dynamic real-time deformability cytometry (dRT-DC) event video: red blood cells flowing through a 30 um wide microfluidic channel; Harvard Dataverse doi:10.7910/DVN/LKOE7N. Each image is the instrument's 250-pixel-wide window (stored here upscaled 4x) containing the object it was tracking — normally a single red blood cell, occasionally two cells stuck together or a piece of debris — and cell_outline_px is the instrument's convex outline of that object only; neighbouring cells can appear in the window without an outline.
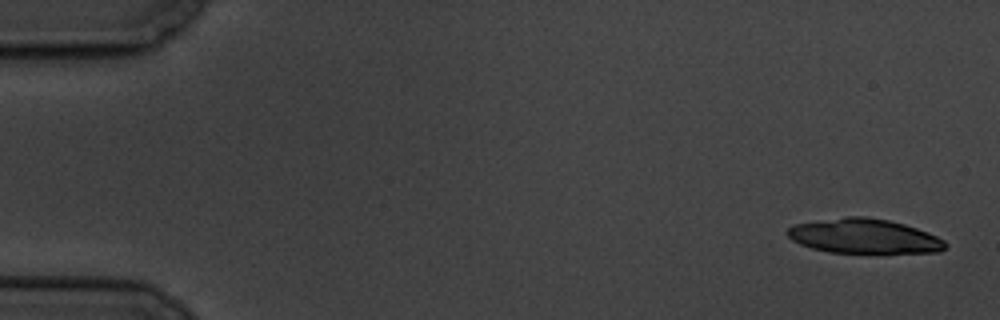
{"species": "common noctule bat (a hibernating species)", "species_latin": "Nyctalus noctula", "temperature_condition": "cold", "stored_images_in_passage": 8, "camera_frame_rate_fps": 3000, "um_per_image_px": 0.085, "animal": {"sex": "male", "body_mass_g": 19.5, "forearm_length_mm": 54.6}, "frame": {"image": 1, "passage_image": 1, "time_ms": 0.0, "image_size_px": [1000, 320], "cell_outline_px": [[948, 244], [940, 252], [828, 252], [812, 248], [800, 244], [792, 240], [784, 232], [792, 224], [844, 216], [864, 216], [888, 220], [904, 224], [928, 232], [944, 240]], "centroid_in_image_um": [73.4, 20.06], "position_along_channel_um": 11.6, "area_um2": 31.79}}